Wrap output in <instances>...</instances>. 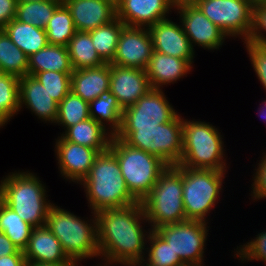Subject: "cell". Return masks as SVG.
Listing matches in <instances>:
<instances>
[{
  "mask_svg": "<svg viewBox=\"0 0 266 266\" xmlns=\"http://www.w3.org/2000/svg\"><path fill=\"white\" fill-rule=\"evenodd\" d=\"M174 167L182 174V198L187 220L209 223L208 216L218 204L228 171Z\"/></svg>",
  "mask_w": 266,
  "mask_h": 266,
  "instance_id": "7",
  "label": "cell"
},
{
  "mask_svg": "<svg viewBox=\"0 0 266 266\" xmlns=\"http://www.w3.org/2000/svg\"><path fill=\"white\" fill-rule=\"evenodd\" d=\"M109 149L116 156L127 188L139 202L152 191L169 166L158 156L131 147L115 135Z\"/></svg>",
  "mask_w": 266,
  "mask_h": 266,
  "instance_id": "6",
  "label": "cell"
},
{
  "mask_svg": "<svg viewBox=\"0 0 266 266\" xmlns=\"http://www.w3.org/2000/svg\"><path fill=\"white\" fill-rule=\"evenodd\" d=\"M52 204L47 213L46 226L59 240L67 257L80 264L84 259H99L97 216L91 211L90 220Z\"/></svg>",
  "mask_w": 266,
  "mask_h": 266,
  "instance_id": "4",
  "label": "cell"
},
{
  "mask_svg": "<svg viewBox=\"0 0 266 266\" xmlns=\"http://www.w3.org/2000/svg\"><path fill=\"white\" fill-rule=\"evenodd\" d=\"M248 41L266 46V4L254 7L253 29Z\"/></svg>",
  "mask_w": 266,
  "mask_h": 266,
  "instance_id": "40",
  "label": "cell"
},
{
  "mask_svg": "<svg viewBox=\"0 0 266 266\" xmlns=\"http://www.w3.org/2000/svg\"><path fill=\"white\" fill-rule=\"evenodd\" d=\"M44 71L73 72L68 48L61 45L48 44L28 57V75Z\"/></svg>",
  "mask_w": 266,
  "mask_h": 266,
  "instance_id": "25",
  "label": "cell"
},
{
  "mask_svg": "<svg viewBox=\"0 0 266 266\" xmlns=\"http://www.w3.org/2000/svg\"><path fill=\"white\" fill-rule=\"evenodd\" d=\"M61 136L74 142L97 150L99 153L109 149L113 134L92 118L68 127Z\"/></svg>",
  "mask_w": 266,
  "mask_h": 266,
  "instance_id": "24",
  "label": "cell"
},
{
  "mask_svg": "<svg viewBox=\"0 0 266 266\" xmlns=\"http://www.w3.org/2000/svg\"><path fill=\"white\" fill-rule=\"evenodd\" d=\"M257 167L254 169L252 184H251V199L260 200L266 198V152L260 157Z\"/></svg>",
  "mask_w": 266,
  "mask_h": 266,
  "instance_id": "41",
  "label": "cell"
},
{
  "mask_svg": "<svg viewBox=\"0 0 266 266\" xmlns=\"http://www.w3.org/2000/svg\"><path fill=\"white\" fill-rule=\"evenodd\" d=\"M13 254H24V252L20 251L3 232H0V257Z\"/></svg>",
  "mask_w": 266,
  "mask_h": 266,
  "instance_id": "43",
  "label": "cell"
},
{
  "mask_svg": "<svg viewBox=\"0 0 266 266\" xmlns=\"http://www.w3.org/2000/svg\"><path fill=\"white\" fill-rule=\"evenodd\" d=\"M178 114L163 89H151L123 110L121 128L115 136L124 141L136 128H157V125L172 121Z\"/></svg>",
  "mask_w": 266,
  "mask_h": 266,
  "instance_id": "11",
  "label": "cell"
},
{
  "mask_svg": "<svg viewBox=\"0 0 266 266\" xmlns=\"http://www.w3.org/2000/svg\"><path fill=\"white\" fill-rule=\"evenodd\" d=\"M62 2L59 0L26 1L17 3L15 19L45 29L53 13Z\"/></svg>",
  "mask_w": 266,
  "mask_h": 266,
  "instance_id": "31",
  "label": "cell"
},
{
  "mask_svg": "<svg viewBox=\"0 0 266 266\" xmlns=\"http://www.w3.org/2000/svg\"><path fill=\"white\" fill-rule=\"evenodd\" d=\"M76 266H79V264H77ZM97 266H109V265L103 264V263L101 262V263H99V265L97 264Z\"/></svg>",
  "mask_w": 266,
  "mask_h": 266,
  "instance_id": "50",
  "label": "cell"
},
{
  "mask_svg": "<svg viewBox=\"0 0 266 266\" xmlns=\"http://www.w3.org/2000/svg\"><path fill=\"white\" fill-rule=\"evenodd\" d=\"M209 123L183 117V151L179 166L227 171L224 137Z\"/></svg>",
  "mask_w": 266,
  "mask_h": 266,
  "instance_id": "5",
  "label": "cell"
},
{
  "mask_svg": "<svg viewBox=\"0 0 266 266\" xmlns=\"http://www.w3.org/2000/svg\"><path fill=\"white\" fill-rule=\"evenodd\" d=\"M0 68L3 73L24 77L28 72V56L0 30Z\"/></svg>",
  "mask_w": 266,
  "mask_h": 266,
  "instance_id": "32",
  "label": "cell"
},
{
  "mask_svg": "<svg viewBox=\"0 0 266 266\" xmlns=\"http://www.w3.org/2000/svg\"><path fill=\"white\" fill-rule=\"evenodd\" d=\"M55 141L54 151L60 175L70 183L80 184L89 173L99 152L95 149L66 141L61 135Z\"/></svg>",
  "mask_w": 266,
  "mask_h": 266,
  "instance_id": "15",
  "label": "cell"
},
{
  "mask_svg": "<svg viewBox=\"0 0 266 266\" xmlns=\"http://www.w3.org/2000/svg\"><path fill=\"white\" fill-rule=\"evenodd\" d=\"M253 7L265 4V0H247Z\"/></svg>",
  "mask_w": 266,
  "mask_h": 266,
  "instance_id": "47",
  "label": "cell"
},
{
  "mask_svg": "<svg viewBox=\"0 0 266 266\" xmlns=\"http://www.w3.org/2000/svg\"><path fill=\"white\" fill-rule=\"evenodd\" d=\"M26 1H43V0H17V3L26 2Z\"/></svg>",
  "mask_w": 266,
  "mask_h": 266,
  "instance_id": "49",
  "label": "cell"
},
{
  "mask_svg": "<svg viewBox=\"0 0 266 266\" xmlns=\"http://www.w3.org/2000/svg\"><path fill=\"white\" fill-rule=\"evenodd\" d=\"M3 30L28 57L49 44L45 29L22 23L15 18Z\"/></svg>",
  "mask_w": 266,
  "mask_h": 266,
  "instance_id": "26",
  "label": "cell"
},
{
  "mask_svg": "<svg viewBox=\"0 0 266 266\" xmlns=\"http://www.w3.org/2000/svg\"><path fill=\"white\" fill-rule=\"evenodd\" d=\"M248 57L254 69V72L260 81V84L266 91V46L254 44L249 41H243Z\"/></svg>",
  "mask_w": 266,
  "mask_h": 266,
  "instance_id": "39",
  "label": "cell"
},
{
  "mask_svg": "<svg viewBox=\"0 0 266 266\" xmlns=\"http://www.w3.org/2000/svg\"><path fill=\"white\" fill-rule=\"evenodd\" d=\"M147 243L145 258L139 266H186L155 230H151Z\"/></svg>",
  "mask_w": 266,
  "mask_h": 266,
  "instance_id": "34",
  "label": "cell"
},
{
  "mask_svg": "<svg viewBox=\"0 0 266 266\" xmlns=\"http://www.w3.org/2000/svg\"><path fill=\"white\" fill-rule=\"evenodd\" d=\"M90 118L89 103L70 91L58 104V116L54 125L64 130Z\"/></svg>",
  "mask_w": 266,
  "mask_h": 266,
  "instance_id": "36",
  "label": "cell"
},
{
  "mask_svg": "<svg viewBox=\"0 0 266 266\" xmlns=\"http://www.w3.org/2000/svg\"><path fill=\"white\" fill-rule=\"evenodd\" d=\"M27 263L24 254H13L0 257V266H25Z\"/></svg>",
  "mask_w": 266,
  "mask_h": 266,
  "instance_id": "44",
  "label": "cell"
},
{
  "mask_svg": "<svg viewBox=\"0 0 266 266\" xmlns=\"http://www.w3.org/2000/svg\"><path fill=\"white\" fill-rule=\"evenodd\" d=\"M109 83L110 63L73 70L71 74V91L88 103L109 90Z\"/></svg>",
  "mask_w": 266,
  "mask_h": 266,
  "instance_id": "23",
  "label": "cell"
},
{
  "mask_svg": "<svg viewBox=\"0 0 266 266\" xmlns=\"http://www.w3.org/2000/svg\"><path fill=\"white\" fill-rule=\"evenodd\" d=\"M193 3L229 38L248 41L254 7L247 0H194Z\"/></svg>",
  "mask_w": 266,
  "mask_h": 266,
  "instance_id": "12",
  "label": "cell"
},
{
  "mask_svg": "<svg viewBox=\"0 0 266 266\" xmlns=\"http://www.w3.org/2000/svg\"><path fill=\"white\" fill-rule=\"evenodd\" d=\"M175 5L172 0H116V17L125 26L148 28L168 19Z\"/></svg>",
  "mask_w": 266,
  "mask_h": 266,
  "instance_id": "16",
  "label": "cell"
},
{
  "mask_svg": "<svg viewBox=\"0 0 266 266\" xmlns=\"http://www.w3.org/2000/svg\"><path fill=\"white\" fill-rule=\"evenodd\" d=\"M77 31L89 32L116 18V0H65Z\"/></svg>",
  "mask_w": 266,
  "mask_h": 266,
  "instance_id": "20",
  "label": "cell"
},
{
  "mask_svg": "<svg viewBox=\"0 0 266 266\" xmlns=\"http://www.w3.org/2000/svg\"><path fill=\"white\" fill-rule=\"evenodd\" d=\"M192 63L187 59L176 58L157 51H153L146 75L152 89H162L163 86L173 84L190 74Z\"/></svg>",
  "mask_w": 266,
  "mask_h": 266,
  "instance_id": "21",
  "label": "cell"
},
{
  "mask_svg": "<svg viewBox=\"0 0 266 266\" xmlns=\"http://www.w3.org/2000/svg\"><path fill=\"white\" fill-rule=\"evenodd\" d=\"M123 108L110 90L89 102L90 118L104 126L113 135L120 130Z\"/></svg>",
  "mask_w": 266,
  "mask_h": 266,
  "instance_id": "27",
  "label": "cell"
},
{
  "mask_svg": "<svg viewBox=\"0 0 266 266\" xmlns=\"http://www.w3.org/2000/svg\"><path fill=\"white\" fill-rule=\"evenodd\" d=\"M80 185L93 213L139 202L127 188L116 156L110 149L96 156Z\"/></svg>",
  "mask_w": 266,
  "mask_h": 266,
  "instance_id": "2",
  "label": "cell"
},
{
  "mask_svg": "<svg viewBox=\"0 0 266 266\" xmlns=\"http://www.w3.org/2000/svg\"><path fill=\"white\" fill-rule=\"evenodd\" d=\"M182 191V174L174 166H168L141 201L151 230L187 220Z\"/></svg>",
  "mask_w": 266,
  "mask_h": 266,
  "instance_id": "8",
  "label": "cell"
},
{
  "mask_svg": "<svg viewBox=\"0 0 266 266\" xmlns=\"http://www.w3.org/2000/svg\"><path fill=\"white\" fill-rule=\"evenodd\" d=\"M174 11L179 14V21L193 49L198 45L199 48L214 52L219 50L228 38L193 2L176 4Z\"/></svg>",
  "mask_w": 266,
  "mask_h": 266,
  "instance_id": "13",
  "label": "cell"
},
{
  "mask_svg": "<svg viewBox=\"0 0 266 266\" xmlns=\"http://www.w3.org/2000/svg\"><path fill=\"white\" fill-rule=\"evenodd\" d=\"M72 72L44 71L34 75L59 104L71 91Z\"/></svg>",
  "mask_w": 266,
  "mask_h": 266,
  "instance_id": "37",
  "label": "cell"
},
{
  "mask_svg": "<svg viewBox=\"0 0 266 266\" xmlns=\"http://www.w3.org/2000/svg\"><path fill=\"white\" fill-rule=\"evenodd\" d=\"M99 258L109 266H139L151 232L141 202L96 213ZM143 224V225H142Z\"/></svg>",
  "mask_w": 266,
  "mask_h": 266,
  "instance_id": "1",
  "label": "cell"
},
{
  "mask_svg": "<svg viewBox=\"0 0 266 266\" xmlns=\"http://www.w3.org/2000/svg\"><path fill=\"white\" fill-rule=\"evenodd\" d=\"M23 107L45 123L56 122L58 103L37 78L28 74L19 79V111Z\"/></svg>",
  "mask_w": 266,
  "mask_h": 266,
  "instance_id": "19",
  "label": "cell"
},
{
  "mask_svg": "<svg viewBox=\"0 0 266 266\" xmlns=\"http://www.w3.org/2000/svg\"><path fill=\"white\" fill-rule=\"evenodd\" d=\"M17 0H0V28L16 17Z\"/></svg>",
  "mask_w": 266,
  "mask_h": 266,
  "instance_id": "42",
  "label": "cell"
},
{
  "mask_svg": "<svg viewBox=\"0 0 266 266\" xmlns=\"http://www.w3.org/2000/svg\"><path fill=\"white\" fill-rule=\"evenodd\" d=\"M125 24L117 17L94 30L89 31L97 54L105 63L113 61L118 40Z\"/></svg>",
  "mask_w": 266,
  "mask_h": 266,
  "instance_id": "30",
  "label": "cell"
},
{
  "mask_svg": "<svg viewBox=\"0 0 266 266\" xmlns=\"http://www.w3.org/2000/svg\"><path fill=\"white\" fill-rule=\"evenodd\" d=\"M19 77L0 74V129L19 113Z\"/></svg>",
  "mask_w": 266,
  "mask_h": 266,
  "instance_id": "35",
  "label": "cell"
},
{
  "mask_svg": "<svg viewBox=\"0 0 266 266\" xmlns=\"http://www.w3.org/2000/svg\"><path fill=\"white\" fill-rule=\"evenodd\" d=\"M48 43L67 47L70 39L76 33L72 16L67 6L62 2L45 27Z\"/></svg>",
  "mask_w": 266,
  "mask_h": 266,
  "instance_id": "33",
  "label": "cell"
},
{
  "mask_svg": "<svg viewBox=\"0 0 266 266\" xmlns=\"http://www.w3.org/2000/svg\"><path fill=\"white\" fill-rule=\"evenodd\" d=\"M258 110H259L258 115H259L262 119L265 120L264 122H266V100H263V101H262V103H261V105H260V107H259Z\"/></svg>",
  "mask_w": 266,
  "mask_h": 266,
  "instance_id": "46",
  "label": "cell"
},
{
  "mask_svg": "<svg viewBox=\"0 0 266 266\" xmlns=\"http://www.w3.org/2000/svg\"><path fill=\"white\" fill-rule=\"evenodd\" d=\"M152 89L146 70L110 64L109 90L125 109Z\"/></svg>",
  "mask_w": 266,
  "mask_h": 266,
  "instance_id": "18",
  "label": "cell"
},
{
  "mask_svg": "<svg viewBox=\"0 0 266 266\" xmlns=\"http://www.w3.org/2000/svg\"><path fill=\"white\" fill-rule=\"evenodd\" d=\"M33 228L0 200V232H3L20 251L26 249Z\"/></svg>",
  "mask_w": 266,
  "mask_h": 266,
  "instance_id": "29",
  "label": "cell"
},
{
  "mask_svg": "<svg viewBox=\"0 0 266 266\" xmlns=\"http://www.w3.org/2000/svg\"><path fill=\"white\" fill-rule=\"evenodd\" d=\"M183 117L177 115L172 121L157 128H136L124 142L131 147L161 158L169 166L178 165L183 151Z\"/></svg>",
  "mask_w": 266,
  "mask_h": 266,
  "instance_id": "9",
  "label": "cell"
},
{
  "mask_svg": "<svg viewBox=\"0 0 266 266\" xmlns=\"http://www.w3.org/2000/svg\"><path fill=\"white\" fill-rule=\"evenodd\" d=\"M152 53L153 44L148 28L124 26L110 64L146 70Z\"/></svg>",
  "mask_w": 266,
  "mask_h": 266,
  "instance_id": "14",
  "label": "cell"
},
{
  "mask_svg": "<svg viewBox=\"0 0 266 266\" xmlns=\"http://www.w3.org/2000/svg\"><path fill=\"white\" fill-rule=\"evenodd\" d=\"M42 182L29 170L10 172L0 180V200L34 228L46 225L47 213L53 204Z\"/></svg>",
  "mask_w": 266,
  "mask_h": 266,
  "instance_id": "3",
  "label": "cell"
},
{
  "mask_svg": "<svg viewBox=\"0 0 266 266\" xmlns=\"http://www.w3.org/2000/svg\"><path fill=\"white\" fill-rule=\"evenodd\" d=\"M75 262H61V263H39L27 262L25 266H76Z\"/></svg>",
  "mask_w": 266,
  "mask_h": 266,
  "instance_id": "45",
  "label": "cell"
},
{
  "mask_svg": "<svg viewBox=\"0 0 266 266\" xmlns=\"http://www.w3.org/2000/svg\"><path fill=\"white\" fill-rule=\"evenodd\" d=\"M209 223L198 220H185L159 227L155 231L170 245L174 254L186 266H206L205 246Z\"/></svg>",
  "mask_w": 266,
  "mask_h": 266,
  "instance_id": "10",
  "label": "cell"
},
{
  "mask_svg": "<svg viewBox=\"0 0 266 266\" xmlns=\"http://www.w3.org/2000/svg\"><path fill=\"white\" fill-rule=\"evenodd\" d=\"M153 44V51L176 58L187 59L192 64L195 58V49L192 48L186 36L181 21L173 22L170 18L158 21L148 27Z\"/></svg>",
  "mask_w": 266,
  "mask_h": 266,
  "instance_id": "17",
  "label": "cell"
},
{
  "mask_svg": "<svg viewBox=\"0 0 266 266\" xmlns=\"http://www.w3.org/2000/svg\"><path fill=\"white\" fill-rule=\"evenodd\" d=\"M175 4H179L182 2H193L194 0H172Z\"/></svg>",
  "mask_w": 266,
  "mask_h": 266,
  "instance_id": "48",
  "label": "cell"
},
{
  "mask_svg": "<svg viewBox=\"0 0 266 266\" xmlns=\"http://www.w3.org/2000/svg\"><path fill=\"white\" fill-rule=\"evenodd\" d=\"M255 238H251L249 242L243 245H239L234 249V256L241 262H252V260L262 261L266 265V230L255 235Z\"/></svg>",
  "mask_w": 266,
  "mask_h": 266,
  "instance_id": "38",
  "label": "cell"
},
{
  "mask_svg": "<svg viewBox=\"0 0 266 266\" xmlns=\"http://www.w3.org/2000/svg\"><path fill=\"white\" fill-rule=\"evenodd\" d=\"M23 252L27 262H74L67 257L61 243L46 225L33 228L28 245Z\"/></svg>",
  "mask_w": 266,
  "mask_h": 266,
  "instance_id": "22",
  "label": "cell"
},
{
  "mask_svg": "<svg viewBox=\"0 0 266 266\" xmlns=\"http://www.w3.org/2000/svg\"><path fill=\"white\" fill-rule=\"evenodd\" d=\"M67 48L73 70L98 67L105 64L97 54L89 32L76 31Z\"/></svg>",
  "mask_w": 266,
  "mask_h": 266,
  "instance_id": "28",
  "label": "cell"
}]
</instances>
